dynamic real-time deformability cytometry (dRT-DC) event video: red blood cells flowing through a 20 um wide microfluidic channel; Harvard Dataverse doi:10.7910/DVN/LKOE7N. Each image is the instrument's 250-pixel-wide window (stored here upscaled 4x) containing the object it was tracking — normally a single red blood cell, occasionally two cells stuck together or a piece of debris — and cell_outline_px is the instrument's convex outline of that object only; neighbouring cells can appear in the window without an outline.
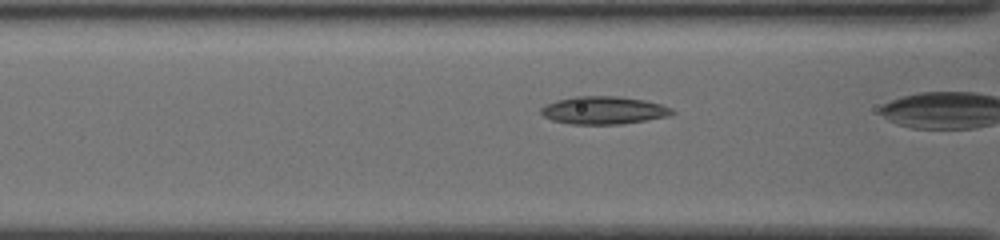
{"species": "common noctule bat (a hibernating species)", "species_latin": "Nyctalus noctula", "temperature_condition": "cold", "stored_images_in_passage": 25, "camera_frame_rate_fps": 3000, "um_per_image_px": 0.085, "animal": {"sex": "female", "body_mass_g": 19.5, "forearm_length_mm": 54.1}, "frame": {"image": 1, "passage_image": 8, "time_ms": 2.333, "image_size_px": [1000, 240], "cell_outline_px": [[676, 112], [668, 116], [620, 124], [572, 124], [552, 120], [544, 116], [540, 112], [540, 108], [544, 104], [556, 100], [576, 96], [620, 96], [644, 100], [660, 104], [672, 108]], "centroid_in_image_um": [51.28, 9.36], "position_along_channel_um": 115.3, "area_um2": 21.21}}